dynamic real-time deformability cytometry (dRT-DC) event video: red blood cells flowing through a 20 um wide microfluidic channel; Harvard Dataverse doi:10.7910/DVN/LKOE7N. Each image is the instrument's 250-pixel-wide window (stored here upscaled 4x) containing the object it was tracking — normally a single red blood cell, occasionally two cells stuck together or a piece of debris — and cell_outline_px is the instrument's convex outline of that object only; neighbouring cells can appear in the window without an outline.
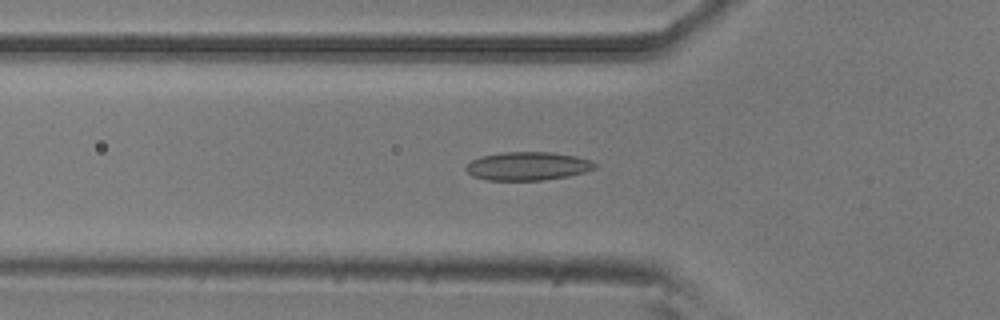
{"species": "common noctule bat (a hibernating species)", "species_latin": "Nyctalus noctula", "temperature_condition": "room temperature", "stored_images_in_passage": 53, "camera_frame_rate_fps": 3000, "um_per_image_px": 0.085, "animal": {"sex": "male", "body_mass_g": 20.5, "forearm_length_mm": 52.5}, "frame": {"image": 1, "passage_image": 18, "time_ms": 5.667, "image_size_px": [1000, 320], "cell_outline_px": [[596, 168], [584, 172], [568, 176], [544, 180], [488, 180], [472, 176], [464, 168], [472, 160], [480, 156], [504, 152], [552, 152], [576, 156], [592, 160], [596, 164]], "centroid_in_image_um": [44.86, 14.11], "position_along_channel_um": 80.9, "area_um2": 21.39}}
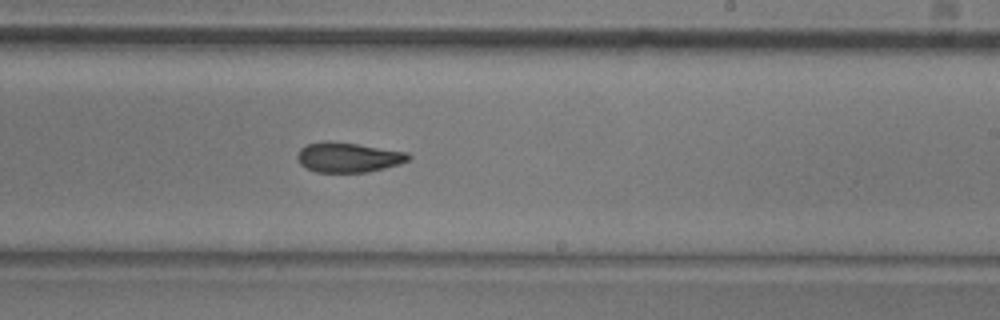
{"frame": {"image": 2, "passage_image": 32, "time_ms": 10.333, "image_size_px": [1000, 320], "cell_outline_px": [[412, 156], [408, 160], [400, 164], [368, 172], [316, 172], [300, 164], [296, 156], [300, 148], [308, 144], [324, 140], [328, 140], [356, 144], [408, 152]], "centroid_in_image_um": [29.59, 13.37], "position_along_channel_um": 259.4, "area_um2": 19.36}}
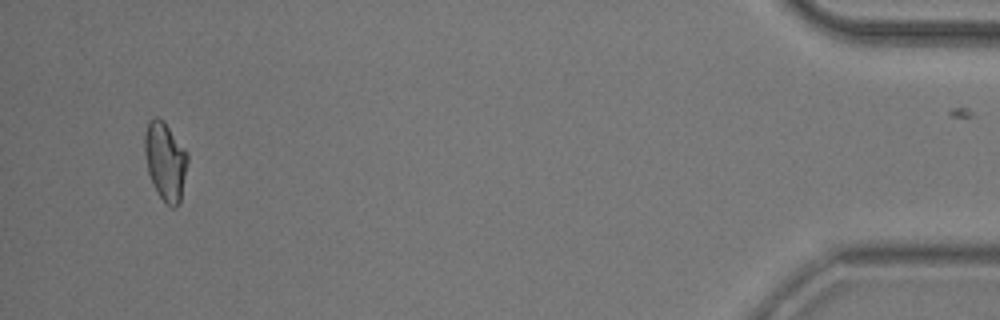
{"frame": {"image": 3, "passage_image": 51, "time_ms": 16.667, "image_size_px": [1000, 320], "cell_outline_px": [[188, 160], [180, 200], [176, 208], [172, 208], [160, 196], [152, 184], [148, 172], [144, 152], [144, 136], [148, 120], [152, 116], [156, 116], [164, 120], [188, 152]], "centroid_in_image_um": [14.04, 13.64], "position_along_channel_um": 421.2, "area_um2": 19.77}, "authors_computed_cell_mechanics": {"area_um2": 19.7676, "velocity_mm_per_s": 3.8072, "shape_relaxation_time_tau1_ms": null, "shape_relaxation_time_tau2_ms": 3.3176, "deformation_change_tau1": null, "deformation_change_tau2": 0.0918}}